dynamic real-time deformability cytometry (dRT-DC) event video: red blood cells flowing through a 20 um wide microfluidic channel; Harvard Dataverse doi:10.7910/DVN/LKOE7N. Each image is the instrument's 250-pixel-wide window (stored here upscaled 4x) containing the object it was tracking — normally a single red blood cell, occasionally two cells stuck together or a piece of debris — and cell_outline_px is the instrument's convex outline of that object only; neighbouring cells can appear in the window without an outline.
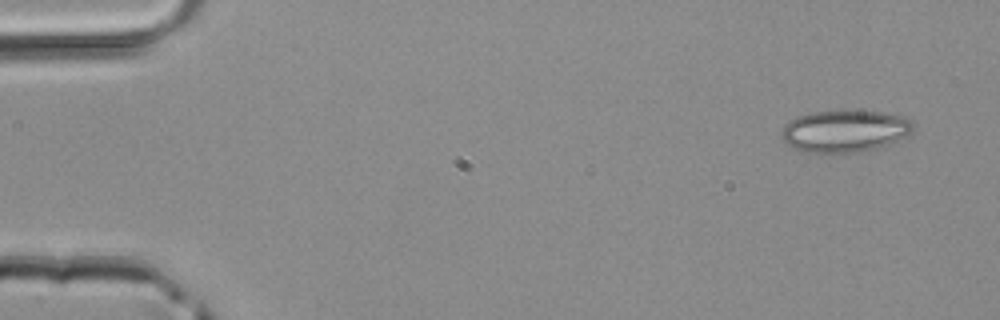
{"species": "common noctule bat (a hibernating species)", "species_latin": "Nyctalus noctula", "temperature_condition": "room temperature", "stored_images_in_passage": 3, "camera_frame_rate_fps": 3000, "um_per_image_px": 0.085, "animal": {"sex": "male", "body_mass_g": 20.4}, "frame": {"image": 1, "passage_image": 1, "time_ms": 0.0, "image_size_px": [1000, 320], "cell_outline_px": [[916, 128], [912, 132], [888, 144], [876, 148], [860, 152], [804, 152], [784, 144], [780, 136], [788, 120], [796, 116], [812, 112], [884, 112], [900, 116], [912, 120]], "centroid_in_image_um": [71.78, 11.15], "position_along_channel_um": 13.2, "area_um2": 31.96}}
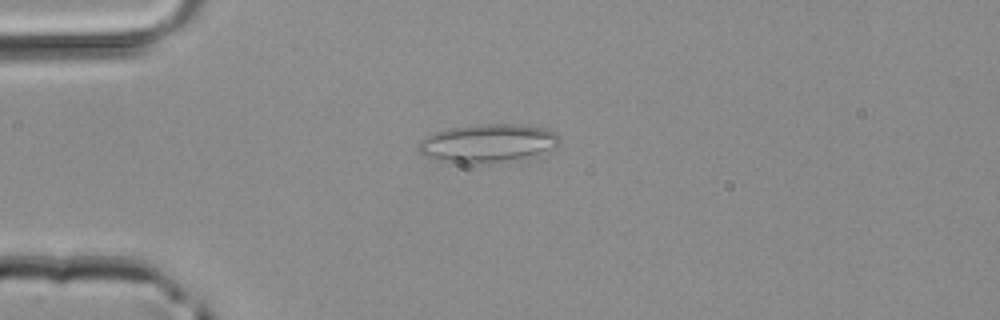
{"frame": {"image": 2, "passage_image": 3, "time_ms": 0.667, "image_size_px": [1000, 320], "cell_outline_px": [[560, 144], [540, 152], [524, 156], [504, 160], [460, 164], [448, 164], [424, 156], [416, 148], [420, 140], [436, 132], [448, 128], [480, 124], [516, 124], [544, 128], [556, 132], [560, 136]], "centroid_in_image_um": [41.36, 12.16], "position_along_channel_um": 43.6, "area_um2": 31.1}}